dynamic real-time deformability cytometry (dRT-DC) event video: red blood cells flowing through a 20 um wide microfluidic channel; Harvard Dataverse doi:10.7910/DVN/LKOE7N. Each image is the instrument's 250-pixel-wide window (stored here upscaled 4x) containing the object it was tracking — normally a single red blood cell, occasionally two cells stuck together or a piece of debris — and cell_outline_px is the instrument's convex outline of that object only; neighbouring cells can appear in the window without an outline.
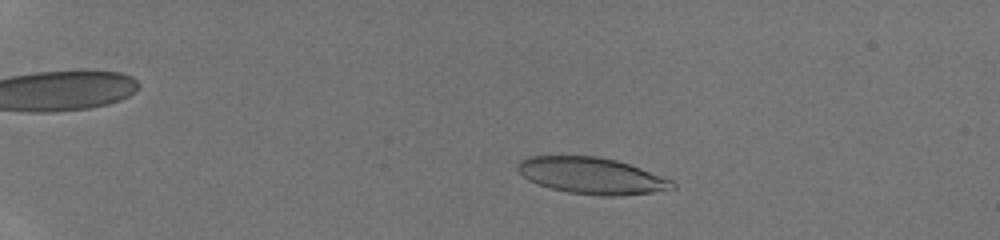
{"species": "human", "species_latin": "Homo sapiens", "temperature_condition": "room temperature", "stored_images_in_passage": 47, "camera_frame_rate_fps": 3000, "um_per_image_px": 0.085, "donor": {"sex": "male"}, "frame": {"image": 1, "passage_image": 11, "time_ms": 3.333, "image_size_px": [1000, 240], "cell_outline_px": [[676, 188], [652, 192], [620, 196], [600, 196], [568, 192], [552, 188], [528, 180], [516, 168], [516, 164], [520, 160], [528, 156], [596, 156], [616, 160], [640, 168], [672, 180], [676, 184]], "centroid_in_image_um": [50.29, 14.93], "position_along_channel_um": 34.7, "area_um2": 32.71}}
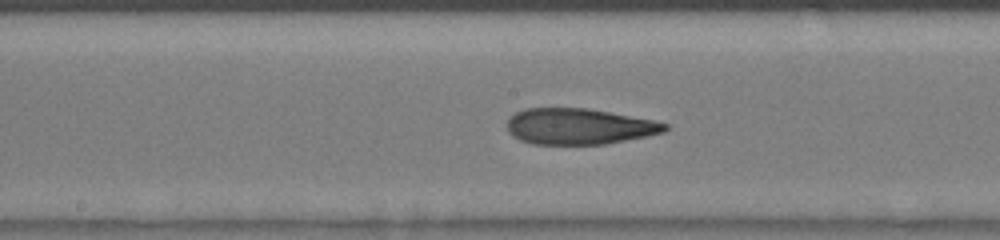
{"frame": {"image": 2, "passage_image": 28, "time_ms": 9.0, "image_size_px": [1000, 240], "cell_outline_px": [[668, 128], [664, 132], [648, 136], [604, 144], [532, 144], [520, 140], [512, 136], [508, 132], [508, 116], [524, 108], [588, 108], [652, 120], [668, 124]], "centroid_in_image_um": [49.18, 10.74], "position_along_channel_um": 199.0, "area_um2": 33.12}}
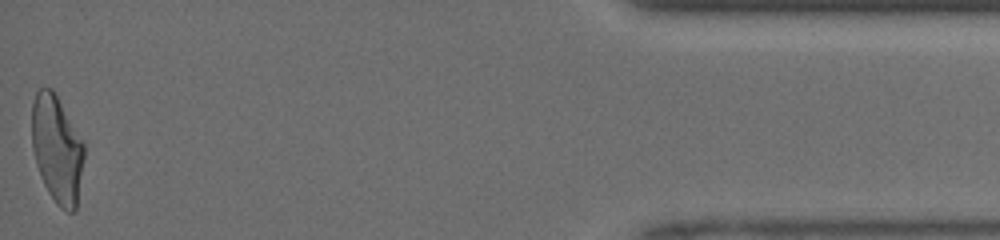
{"frame": {"image": 3, "passage_image": 47, "time_ms": 15.333, "image_size_px": [1000, 240], "cell_outline_px": [[84, 160], [76, 212], [68, 212], [60, 208], [56, 204], [48, 192], [40, 176], [36, 164], [32, 148], [32, 104], [36, 92], [40, 88], [52, 88], [84, 144]], "centroid_in_image_um": [4.84, 12.73], "position_along_channel_um": 430.4, "area_um2": 32.71}}